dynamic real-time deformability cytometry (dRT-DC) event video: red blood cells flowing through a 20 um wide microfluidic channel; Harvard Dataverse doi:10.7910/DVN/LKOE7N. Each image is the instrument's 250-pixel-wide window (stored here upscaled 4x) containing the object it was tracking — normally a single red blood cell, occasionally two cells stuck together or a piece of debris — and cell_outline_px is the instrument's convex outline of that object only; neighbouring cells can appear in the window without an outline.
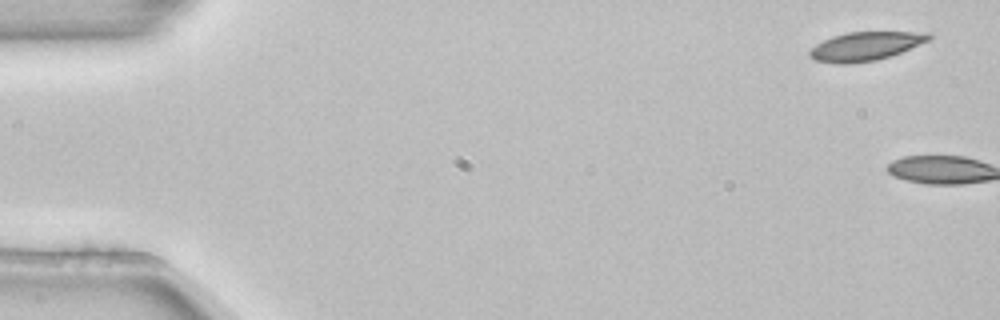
{"species": "common noctule bat (a hibernating species)", "species_latin": "Nyctalus noctula", "temperature_condition": "room temperature", "stored_images_in_passage": 6, "camera_frame_rate_fps": 3000, "um_per_image_px": 0.085, "animal": {"sex": "female", "body_mass_g": 22.7, "forearm_length_mm": 54.2}, "frame": {"image": 1, "passage_image": 1, "time_ms": 0.0, "image_size_px": [1000, 320], "cell_outline_px": [[932, 36], [928, 40], [900, 52], [876, 60], [848, 64], [840, 64], [816, 60], [808, 56], [808, 52], [816, 44], [832, 36], [848, 32], [932, 32]], "centroid_in_image_um": [73.54, 3.92], "position_along_channel_um": 11.5, "area_um2": 19.71}}
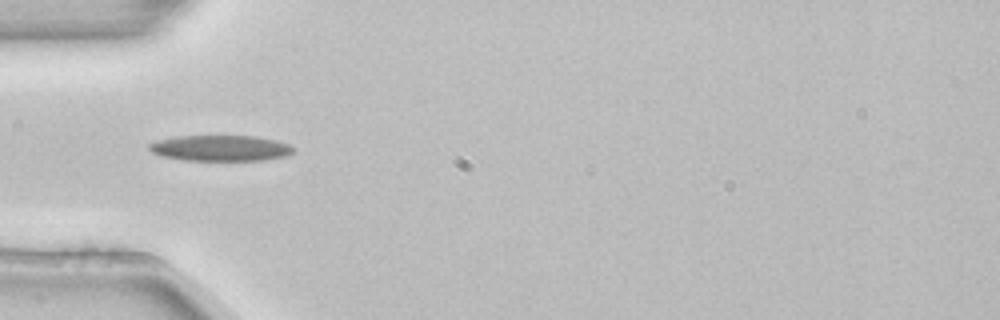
{"frame": {"image": 2, "passage_image": 5, "time_ms": 1.333, "image_size_px": [1000, 320], "cell_outline_px": [[296, 148], [288, 156], [264, 160], [184, 160], [160, 156], [152, 152], [148, 148], [148, 144], [156, 140], [176, 136], [256, 136], [276, 140], [288, 144]], "centroid_in_image_um": [18.74, 12.59], "position_along_channel_um": 66.3, "area_um2": 21.85}}